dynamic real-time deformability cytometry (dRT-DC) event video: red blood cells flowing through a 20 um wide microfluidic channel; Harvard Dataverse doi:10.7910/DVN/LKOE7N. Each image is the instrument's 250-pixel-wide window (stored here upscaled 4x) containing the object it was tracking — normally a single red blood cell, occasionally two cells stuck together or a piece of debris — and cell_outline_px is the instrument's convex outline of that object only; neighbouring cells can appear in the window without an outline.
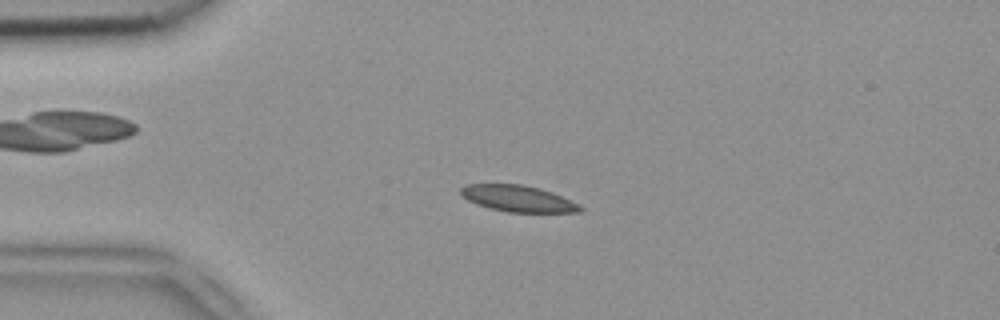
{"species": "common noctule bat (a hibernating species)", "species_latin": "Nyctalus noctula", "temperature_condition": "room temperature", "stored_images_in_passage": 51, "camera_frame_rate_fps": 3000, "um_per_image_px": 0.085, "animal": {"sex": "female", "body_mass_g": 18.4}, "frame": {"image": 1, "passage_image": 12, "time_ms": 3.667, "image_size_px": [1000, 320], "cell_outline_px": [[584, 208], [580, 212], [508, 212], [488, 208], [476, 204], [468, 200], [460, 192], [460, 188], [468, 184], [520, 184], [540, 188], [552, 192], [580, 204]], "centroid_in_image_um": [44.05, 16.88], "position_along_channel_um": 41.0, "area_um2": 18.32}}
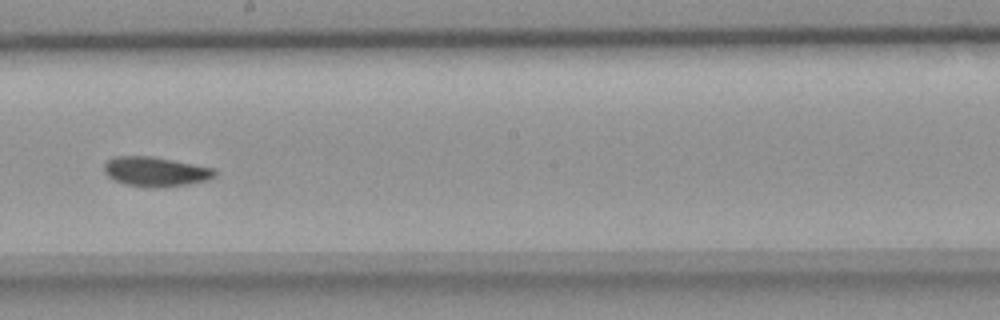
{"frame": {"image": 2, "passage_image": 29, "time_ms": 9.333, "image_size_px": [1000, 320], "cell_outline_px": [[216, 176], [208, 180], [188, 184], [152, 188], [144, 188], [124, 184], [108, 176], [104, 172], [104, 164], [112, 156], [152, 156], [212, 168], [216, 172]], "centroid_in_image_um": [13.19, 14.59], "position_along_channel_um": 235.0, "area_um2": 19.07}}
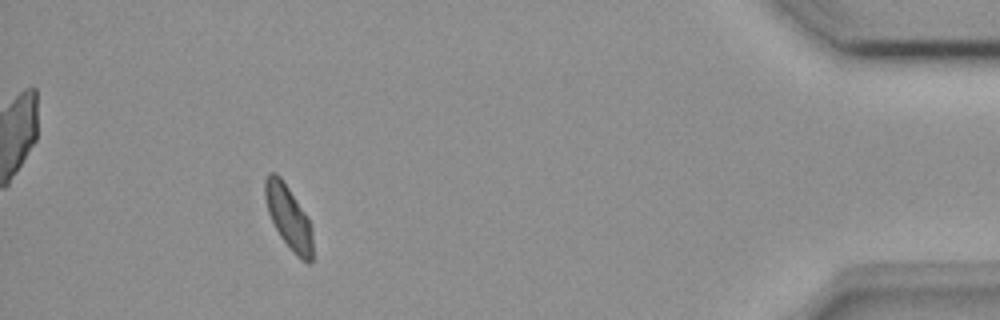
{"frame": {"image": 3, "passage_image": 47, "time_ms": 15.333, "image_size_px": [1000, 320], "cell_outline_px": [[312, 264], [308, 264], [300, 260], [292, 252], [280, 236], [268, 212], [264, 196], [264, 180], [268, 172], [276, 172], [280, 176], [308, 216], [312, 228]], "centroid_in_image_um": [24.54, 18.47], "position_along_channel_um": 410.7, "area_um2": 17.92}, "authors_computed_cell_mechanics": {"area_um2": 18.496, "velocity_mm_per_s": 3.8917, "shape_relaxation_time_tau1_ms": 9.8802, "shape_relaxation_time_tau2_ms": 5.3535, "deformation_change_tau1": 0.1356, "deformation_change_tau2": 0.0727}}